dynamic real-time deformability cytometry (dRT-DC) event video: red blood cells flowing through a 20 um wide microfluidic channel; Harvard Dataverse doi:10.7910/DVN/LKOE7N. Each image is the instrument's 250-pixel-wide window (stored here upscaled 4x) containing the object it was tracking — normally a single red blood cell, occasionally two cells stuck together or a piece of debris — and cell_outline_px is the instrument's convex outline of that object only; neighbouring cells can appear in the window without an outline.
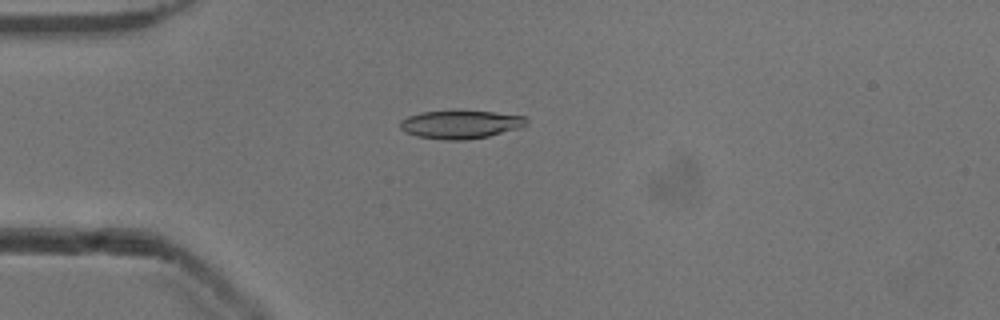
{"species": "common noctule bat (a hibernating species)", "species_latin": "Nyctalus noctula", "temperature_condition": "cold", "stored_images_in_passage": 33, "camera_frame_rate_fps": 3000, "um_per_image_px": 0.085, "animal": {"sex": "male", "body_mass_g": 13.3}, "frame": {"image": 1, "passage_image": 1, "time_ms": 0.0, "image_size_px": [1000, 320], "cell_outline_px": [[528, 124], [520, 128], [488, 136], [464, 140], [444, 140], [416, 136], [404, 132], [400, 128], [400, 120], [408, 116], [420, 112], [492, 112], [528, 116]], "centroid_in_image_um": [39.16, 10.59], "position_along_channel_um": 45.8, "area_um2": 20.63}}
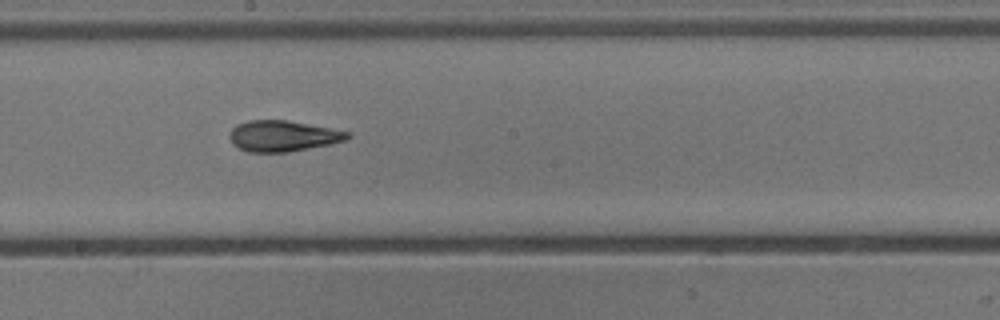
{"frame": {"image": 2, "passage_image": 16, "time_ms": 5.0, "image_size_px": [1000, 320], "cell_outline_px": [[352, 136], [348, 140], [288, 152], [248, 152], [232, 144], [228, 136], [232, 128], [236, 124], [248, 120], [284, 120], [352, 132]], "centroid_in_image_um": [24.03, 11.56], "position_along_channel_um": 224.2, "area_um2": 21.21}}
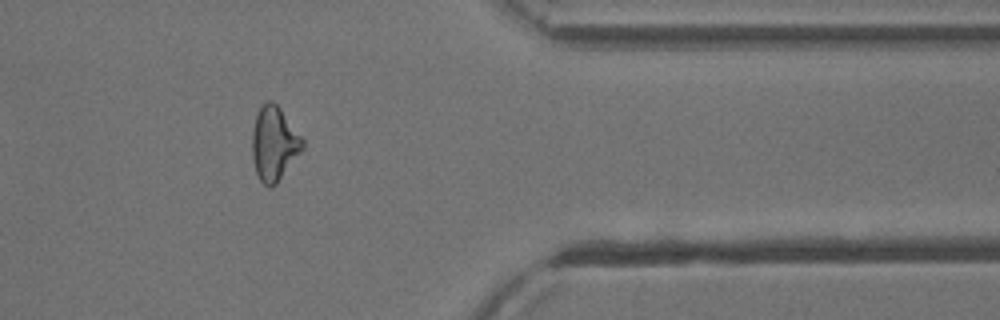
{"frame": {"image": 3, "passage_image": 30, "time_ms": 9.667, "image_size_px": [1000, 320], "cell_outline_px": [[304, 148], [276, 184], [272, 188], [268, 188], [260, 180], [256, 172], [252, 156], [252, 132], [256, 116], [260, 108], [268, 100], [272, 100], [280, 108], [304, 140]], "centroid_in_image_um": [23.3, 12.23], "position_along_channel_um": 388.1, "area_um2": 21.62}, "authors_computed_cell_mechanics": {"area_um2": 21.0392, "velocity_mm_per_s": 3.9134, "shape_relaxation_time_tau1_ms": 6.6656, "shape_relaxation_time_tau2_ms": 1.7776, "deformation_change_tau1": 0.2066, "deformation_change_tau2": 0.1011}}